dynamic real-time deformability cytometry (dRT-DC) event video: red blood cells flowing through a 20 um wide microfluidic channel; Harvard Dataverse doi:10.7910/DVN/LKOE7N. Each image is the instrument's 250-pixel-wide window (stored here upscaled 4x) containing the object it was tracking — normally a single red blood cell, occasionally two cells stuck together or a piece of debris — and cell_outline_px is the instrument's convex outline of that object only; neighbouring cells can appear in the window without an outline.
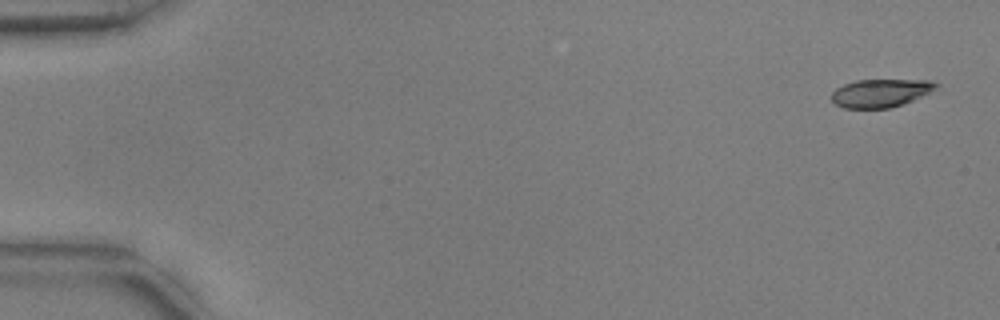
{"species": "common noctule bat (a hibernating species)", "species_latin": "Nyctalus noctula", "temperature_condition": "warm", "stored_images_in_passage": 14, "camera_frame_rate_fps": 3000, "um_per_image_px": 0.085, "animal": {"sex": "male", "body_mass_g": 17.9, "forearm_length_mm": 54.2}, "frame": {"image": 1, "passage_image": 1, "time_ms": 0.0, "image_size_px": [1000, 320], "cell_outline_px": [[940, 84], [936, 88], [904, 104], [888, 108], [844, 108], [836, 104], [832, 100], [832, 92], [836, 88], [844, 84], [856, 80], [928, 80]], "centroid_in_image_um": [74.83, 7.9], "position_along_channel_um": 10.2, "area_um2": 16.94}}
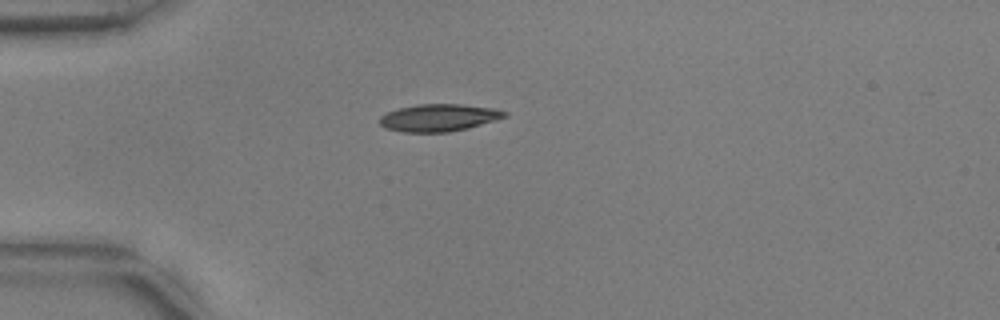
{"frame": {"image": 2, "passage_image": 14, "time_ms": 4.333, "image_size_px": [1000, 320], "cell_outline_px": [[508, 116], [496, 120], [468, 128], [448, 132], [404, 132], [384, 128], [380, 124], [380, 116], [388, 112], [400, 108], [420, 104], [460, 104], [496, 108], [508, 112]], "centroid_in_image_um": [37.34, 10.0], "position_along_channel_um": 47.7, "area_um2": 19.88}}